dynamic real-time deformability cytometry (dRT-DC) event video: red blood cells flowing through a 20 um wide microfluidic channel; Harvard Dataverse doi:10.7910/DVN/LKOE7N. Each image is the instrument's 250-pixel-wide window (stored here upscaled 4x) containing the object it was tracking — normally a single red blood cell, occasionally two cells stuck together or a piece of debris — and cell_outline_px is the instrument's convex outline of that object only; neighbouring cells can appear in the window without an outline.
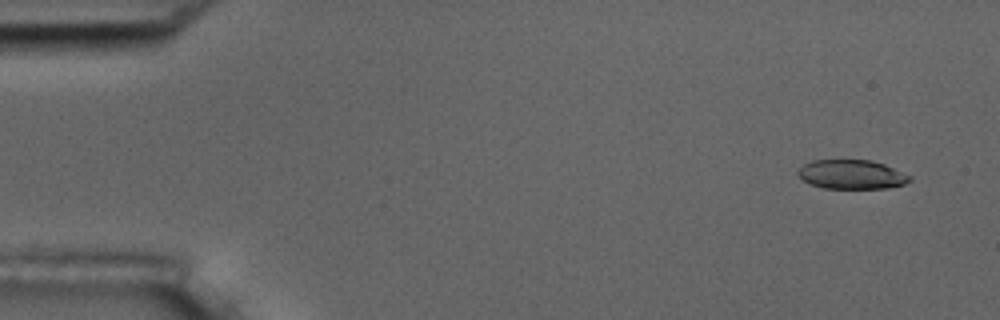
{"species": "common noctule bat (a hibernating species)", "species_latin": "Nyctalus noctula", "temperature_condition": "room temperature", "stored_images_in_passage": 5, "camera_frame_rate_fps": 3000, "um_per_image_px": 0.085, "animal": {"sex": "male", "body_mass_g": 17.5, "forearm_length_mm": 52.3}, "frame": {"image": 1, "passage_image": 2, "time_ms": 1.0, "image_size_px": [1000, 320], "cell_outline_px": [[912, 180], [904, 184], [888, 188], [824, 188], [812, 184], [804, 180], [796, 172], [804, 164], [812, 160], [872, 160], [884, 164], [912, 176]], "centroid_in_image_um": [72.42, 14.82], "position_along_channel_um": 12.6, "area_um2": 18.9}}
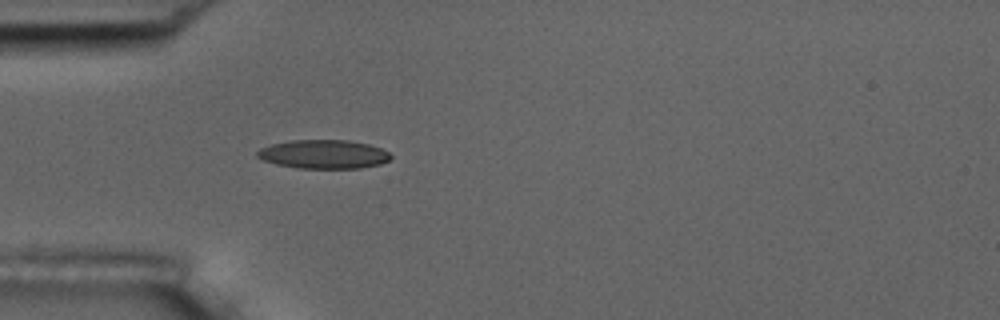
{"frame": {"image": 2, "passage_image": 5, "time_ms": 5.333, "image_size_px": [1000, 320], "cell_outline_px": [[392, 156], [388, 160], [380, 164], [360, 168], [300, 168], [276, 164], [264, 160], [256, 156], [256, 152], [260, 148], [272, 144], [288, 140], [348, 140], [368, 144], [380, 148], [388, 152]], "centroid_in_image_um": [27.49, 13.1], "position_along_channel_um": 57.5, "area_um2": 22.31}}